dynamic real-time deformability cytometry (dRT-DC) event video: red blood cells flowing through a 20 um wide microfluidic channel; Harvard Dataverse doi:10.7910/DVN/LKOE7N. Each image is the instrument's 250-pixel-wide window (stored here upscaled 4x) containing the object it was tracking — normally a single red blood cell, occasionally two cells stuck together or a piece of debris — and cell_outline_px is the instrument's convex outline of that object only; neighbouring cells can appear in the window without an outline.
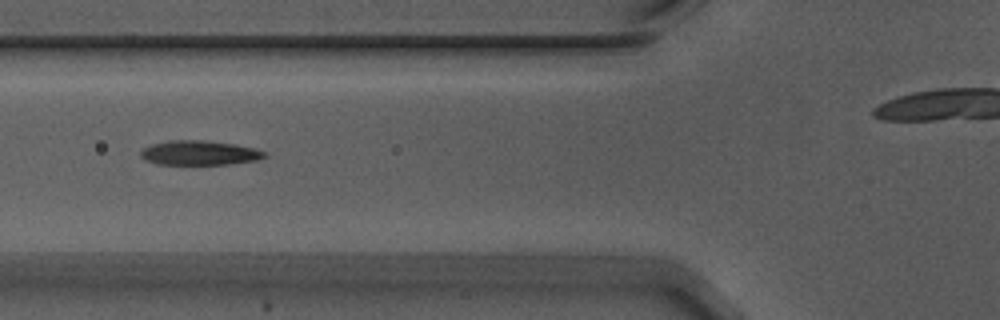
{"species": "Egyptian fruit bat (a non-hibernating species)", "species_latin": "Rousettus aegyptiacus", "temperature_condition": "warm", "stored_images_in_passage": 33, "camera_frame_rate_fps": 3000, "um_per_image_px": 0.085, "animal": {"sex": "male"}, "frame": {"image": 1, "passage_image": 6, "time_ms": 1.667, "image_size_px": [1000, 320], "cell_outline_px": [[268, 156], [256, 160], [232, 164], [156, 164], [144, 160], [140, 156], [140, 152], [144, 148], [152, 144], [172, 140], [204, 140], [236, 144], [256, 148], [268, 152]], "centroid_in_image_um": [16.99, 12.99], "position_along_channel_um": 108.8, "area_um2": 17.86}}
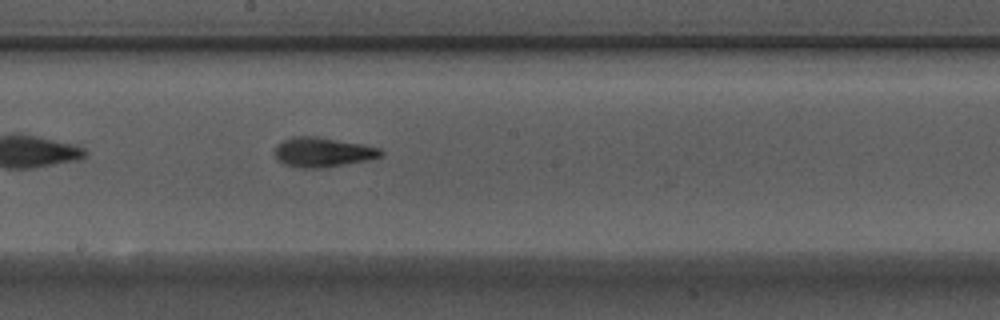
{"frame": {"image": 2, "passage_image": 15, "time_ms": 4.667, "image_size_px": [1000, 320], "cell_outline_px": [[384, 152], [380, 156], [368, 160], [320, 168], [304, 168], [284, 164], [276, 156], [276, 144], [292, 136], [316, 136], [360, 144], [380, 148]], "centroid_in_image_um": [27.43, 12.93], "position_along_channel_um": 220.8, "area_um2": 17.98}}
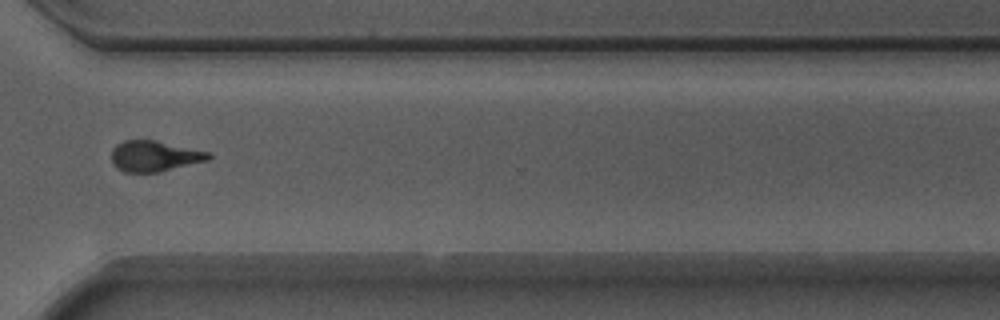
{"frame": {"image": 3, "passage_image": 26, "time_ms": 8.333, "image_size_px": [1000, 320], "cell_outline_px": [[212, 156], [208, 160], [160, 172], [124, 172], [116, 168], [112, 164], [112, 148], [116, 144], [124, 140], [156, 140], [212, 152]], "centroid_in_image_um": [13.14, 13.26], "position_along_channel_um": 357.5, "area_um2": 17.63}, "authors_computed_cell_mechanics": {"area_um2": 17.629, "velocity_mm_per_s": 3.7262, "shape_relaxation_time_tau1_ms": 3.4631, "shape_relaxation_time_tau2_ms": 2.4531, "deformation_change_tau1": 0.2096, "deformation_change_tau2": 0.1226}}